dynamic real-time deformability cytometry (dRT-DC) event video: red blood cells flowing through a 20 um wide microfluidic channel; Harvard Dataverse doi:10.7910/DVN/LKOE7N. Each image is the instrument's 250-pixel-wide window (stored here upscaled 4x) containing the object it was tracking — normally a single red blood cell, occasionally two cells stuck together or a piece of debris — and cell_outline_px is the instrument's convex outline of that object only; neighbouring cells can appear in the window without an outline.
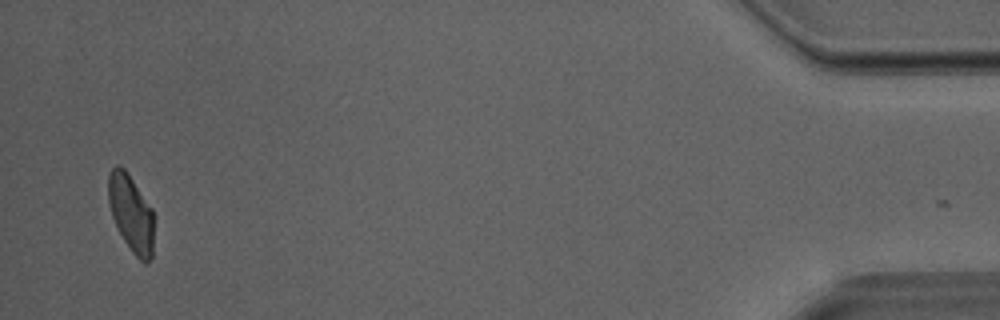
{"species": "Egyptian fruit bat (a non-hibernating species)", "species_latin": "Rousettus aegyptiacus", "temperature_condition": "room temperature", "stored_images_in_passage": 35, "camera_frame_rate_fps": 3000, "um_per_image_px": 0.085, "animal": {"sex": "male"}, "frame": {"image": 1, "passage_image": 34, "time_ms": 11.0, "image_size_px": [1000, 320], "cell_outline_px": [[152, 256], [144, 264], [132, 252], [124, 240], [112, 216], [108, 200], [108, 176], [112, 168], [116, 164], [120, 164], [124, 168], [152, 208]], "centroid_in_image_um": [11.12, 18.09], "position_along_channel_um": 424.1, "area_um2": 20.06}}